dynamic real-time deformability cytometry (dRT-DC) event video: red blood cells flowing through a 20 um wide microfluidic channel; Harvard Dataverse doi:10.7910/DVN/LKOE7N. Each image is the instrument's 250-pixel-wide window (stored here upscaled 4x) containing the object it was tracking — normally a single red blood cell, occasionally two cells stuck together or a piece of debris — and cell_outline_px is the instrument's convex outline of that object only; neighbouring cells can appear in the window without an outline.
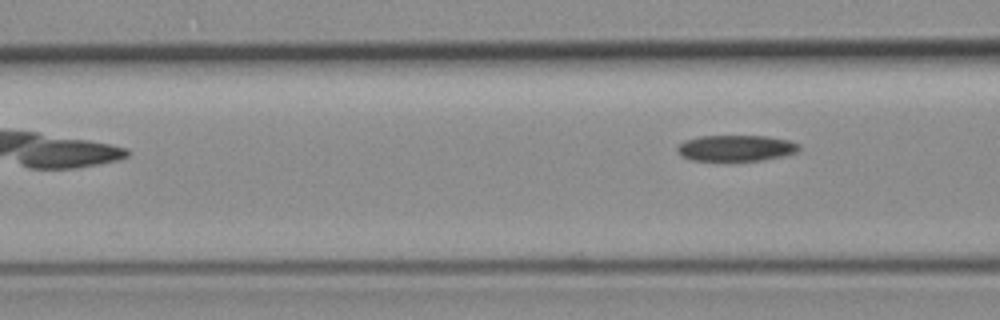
{"species": "common noctule bat (a hibernating species)", "species_latin": "Nyctalus noctula", "temperature_condition": "room temperature", "stored_images_in_passage": 3, "camera_frame_rate_fps": 3000, "um_per_image_px": 0.085, "animal": {"sex": "female", "body_mass_g": 19.3, "forearm_length_mm": 54.1}, "frame": {"image": 1, "passage_image": 3, "time_ms": 2.333, "image_size_px": [1000, 320], "cell_outline_px": [[800, 148], [796, 152], [784, 156], [764, 160], [692, 160], [680, 156], [676, 152], [676, 148], [684, 140], [700, 136], [768, 136], [788, 140], [800, 144]], "centroid_in_image_um": [62.55, 12.58], "position_along_channel_um": 104.1, "area_um2": 18.55}}